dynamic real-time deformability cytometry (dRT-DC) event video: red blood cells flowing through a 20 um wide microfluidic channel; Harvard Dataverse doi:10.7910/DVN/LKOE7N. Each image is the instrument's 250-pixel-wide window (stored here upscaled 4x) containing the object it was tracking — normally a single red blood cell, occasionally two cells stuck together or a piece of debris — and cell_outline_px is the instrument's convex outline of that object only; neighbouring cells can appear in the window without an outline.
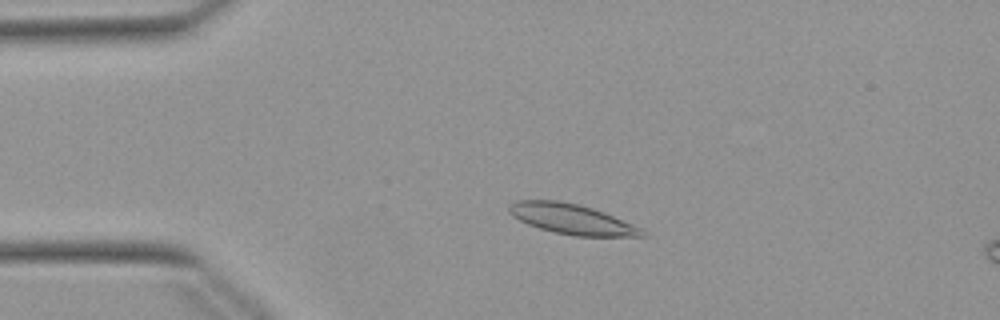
{"species": "Egyptian fruit bat (a non-hibernating species)", "species_latin": "Rousettus aegyptiacus", "temperature_condition": "warm", "stored_images_in_passage": 17, "camera_frame_rate_fps": 3000, "um_per_image_px": 0.085, "animal": {"sex": "female"}, "frame": {"image": 1, "passage_image": 12, "time_ms": 3.667, "image_size_px": [1000, 320], "cell_outline_px": [[648, 236], [572, 236], [540, 228], [528, 224], [512, 216], [508, 212], [508, 204], [516, 200], [560, 200], [580, 204], [604, 212], [632, 224], [640, 228]], "centroid_in_image_um": [48.55, 18.6], "position_along_channel_um": 36.4, "area_um2": 23.35}}